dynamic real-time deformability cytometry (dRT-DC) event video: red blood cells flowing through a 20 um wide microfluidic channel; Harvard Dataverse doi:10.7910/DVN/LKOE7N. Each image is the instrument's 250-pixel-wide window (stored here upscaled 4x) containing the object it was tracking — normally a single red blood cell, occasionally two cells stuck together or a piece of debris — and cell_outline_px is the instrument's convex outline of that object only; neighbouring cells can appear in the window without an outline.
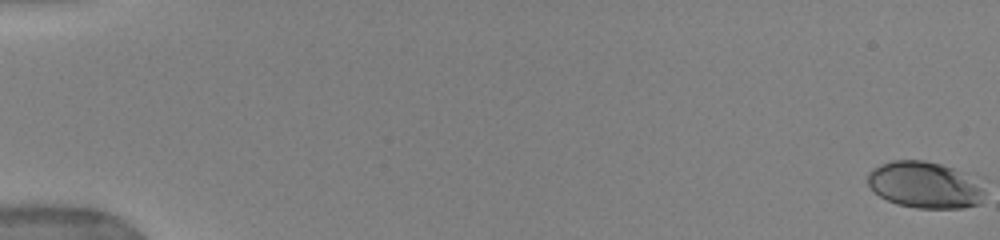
{"species": "human", "species_latin": "Homo sapiens", "temperature_condition": "warm", "stored_images_in_passage": 53, "camera_frame_rate_fps": 3000, "um_per_image_px": 0.085, "donor": {"sex": "female"}, "frame": {"image": 1, "passage_image": 1, "time_ms": 0.0, "image_size_px": [1000, 240], "cell_outline_px": [[984, 192], [980, 204], [964, 208], [916, 208], [896, 204], [880, 196], [868, 184], [868, 172], [872, 168], [880, 164], [892, 160], [924, 160], [976, 172]], "centroid_in_image_um": [78.7, 15.69], "position_along_channel_um": 6.3, "area_um2": 32.6}}
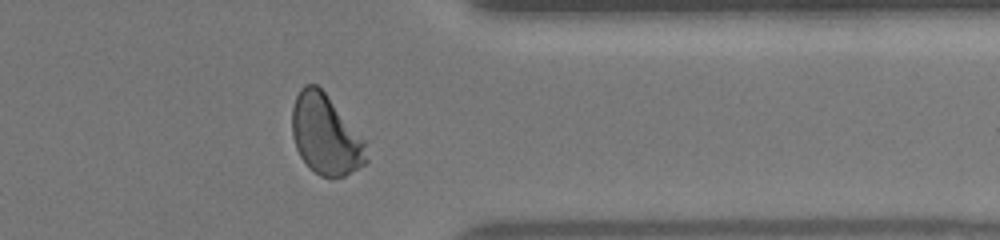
{"frame": {"image": 2, "passage_image": 44, "time_ms": 14.333, "image_size_px": [1000, 240], "cell_outline_px": [[368, 160], [364, 164], [344, 176], [332, 180], [320, 176], [300, 156], [296, 148], [292, 136], [292, 108], [296, 96], [300, 88], [304, 84], [316, 84], [324, 92], [368, 140]], "centroid_in_image_um": [27.72, 11.46], "position_along_channel_um": 383.7, "area_um2": 35.26}}
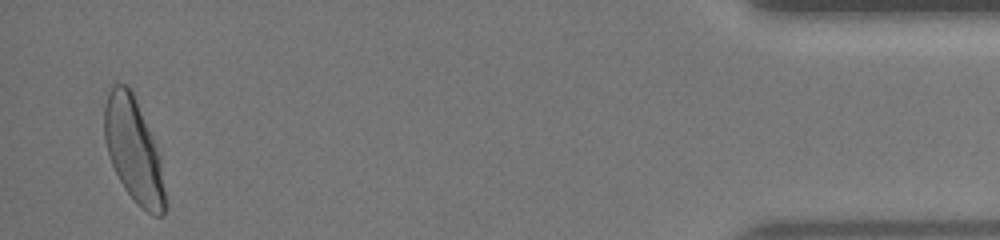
{"frame": {"image": 3, "passage_image": 52, "time_ms": 17.0, "image_size_px": [1000, 240], "cell_outline_px": [[164, 216], [152, 216], [136, 204], [124, 188], [108, 156], [104, 140], [104, 104], [108, 84], [128, 84], [132, 92], [152, 136], [160, 156], [164, 192]], "centroid_in_image_um": [11.31, 12.73], "position_along_channel_um": 423.9, "area_um2": 36.82}, "authors_computed_cell_mechanics": {"area_um2": 34.5066, "velocity_mm_per_s": 3.9367, "shape_relaxation_time_tau1_ms": 3.3035, "shape_relaxation_time_tau2_ms": null, "deformation_change_tau1": 0.1737, "deformation_change_tau2": null}}